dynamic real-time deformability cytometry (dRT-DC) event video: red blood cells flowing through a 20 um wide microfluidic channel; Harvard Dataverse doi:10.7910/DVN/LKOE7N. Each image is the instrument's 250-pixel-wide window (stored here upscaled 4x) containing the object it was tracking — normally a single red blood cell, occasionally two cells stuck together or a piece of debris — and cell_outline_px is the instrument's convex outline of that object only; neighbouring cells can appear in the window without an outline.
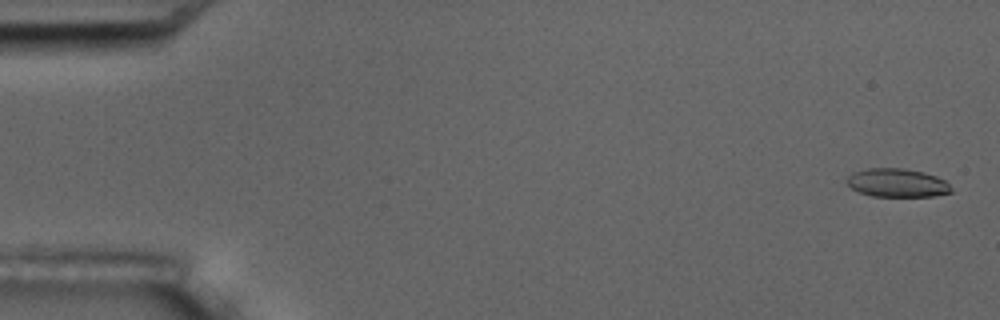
{"species": "common noctule bat (a hibernating species)", "species_latin": "Nyctalus noctula", "temperature_condition": "room temperature", "stored_images_in_passage": 6, "segment_of_instrument_passage": [2, 2], "camera_frame_rate_fps": 3000, "um_per_image_px": 0.085, "animal": {"sex": "male", "body_mass_g": 17.5, "forearm_length_mm": 52.3}, "frame": {"image": 1, "passage_image": 6, "time_ms": 6.667, "image_size_px": [1000, 320], "cell_outline_px": [[952, 192], [932, 196], [872, 196], [860, 192], [852, 188], [848, 184], [848, 176], [852, 172], [868, 168], [904, 168], [924, 172], [936, 176], [944, 180], [952, 188]], "centroid_in_image_um": [76.27, 15.53], "position_along_channel_um": 8.7, "area_um2": 17.22}}